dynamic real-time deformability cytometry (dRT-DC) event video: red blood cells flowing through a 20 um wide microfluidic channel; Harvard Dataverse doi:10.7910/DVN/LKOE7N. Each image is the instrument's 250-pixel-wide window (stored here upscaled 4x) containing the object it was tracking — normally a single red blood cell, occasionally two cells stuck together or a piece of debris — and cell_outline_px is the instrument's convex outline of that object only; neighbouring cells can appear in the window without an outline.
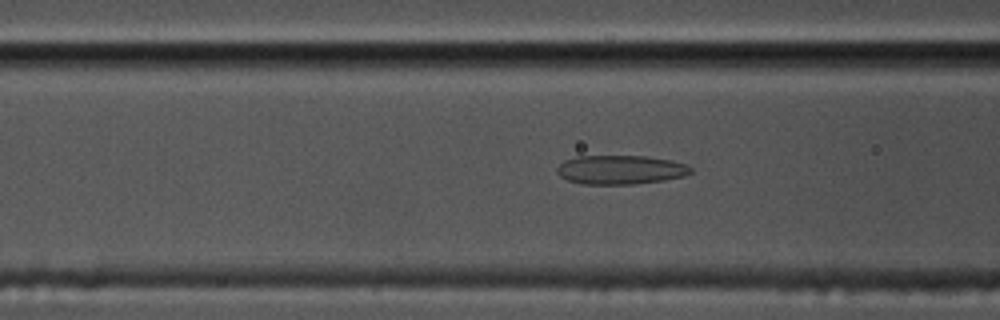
{"species": "common noctule bat (a hibernating species)", "species_latin": "Nyctalus noctula", "temperature_condition": "cold", "stored_images_in_passage": 57, "camera_frame_rate_fps": 3000, "um_per_image_px": 0.085, "animal": {"sex": "male", "body_mass_g": 17.5, "forearm_length_mm": 52.3}, "frame": {"image": 1, "passage_image": 22, "time_ms": 7.0, "image_size_px": [1000, 320], "cell_outline_px": [[692, 172], [684, 176], [664, 180], [632, 184], [584, 184], [568, 180], [560, 176], [556, 172], [556, 168], [564, 160], [576, 156], [644, 156], [672, 160], [688, 164], [692, 168]], "centroid_in_image_um": [52.75, 14.42], "position_along_channel_um": 113.9, "area_um2": 22.72}}
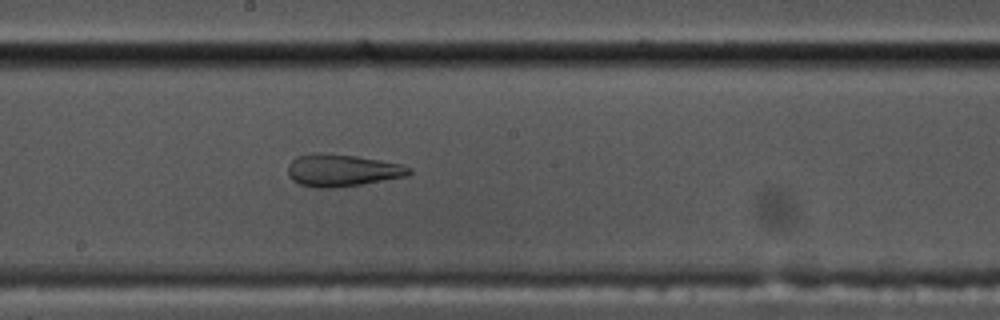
{"frame": {"image": 2, "passage_image": 31, "time_ms": 10.0, "image_size_px": [1000, 320], "cell_outline_px": [[412, 172], [408, 176], [364, 184], [332, 188], [312, 188], [300, 184], [292, 180], [288, 176], [288, 164], [296, 156], [312, 152], [324, 152], [356, 156], [380, 160], [400, 164], [412, 168]], "centroid_in_image_um": [29.06, 14.47], "position_along_channel_um": 219.1, "area_um2": 23.18}}
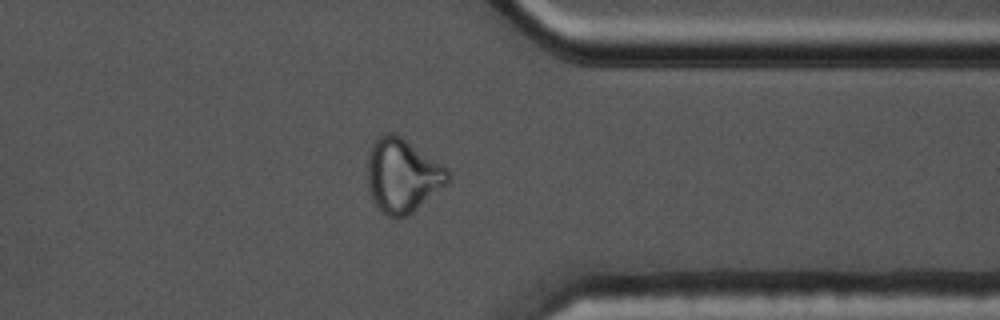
{"frame": {"image": 3, "passage_image": 45, "time_ms": 14.667, "image_size_px": [1000, 320], "cell_outline_px": [[452, 176], [444, 184], [412, 212], [404, 216], [388, 216], [372, 200], [368, 188], [368, 160], [372, 144], [380, 136], [388, 132], [392, 132], [400, 136], [448, 168]], "centroid_in_image_um": [34.2, 14.89], "position_along_channel_um": 377.2, "area_um2": 33.7}, "authors_computed_cell_mechanics": {"area_um2": 23.8136, "velocity_mm_per_s": 3.5107, "shape_relaxation_time_tau1_ms": null, "shape_relaxation_time_tau2_ms": 2.0645, "deformation_change_tau1": null, "deformation_change_tau2": 0.0933}}